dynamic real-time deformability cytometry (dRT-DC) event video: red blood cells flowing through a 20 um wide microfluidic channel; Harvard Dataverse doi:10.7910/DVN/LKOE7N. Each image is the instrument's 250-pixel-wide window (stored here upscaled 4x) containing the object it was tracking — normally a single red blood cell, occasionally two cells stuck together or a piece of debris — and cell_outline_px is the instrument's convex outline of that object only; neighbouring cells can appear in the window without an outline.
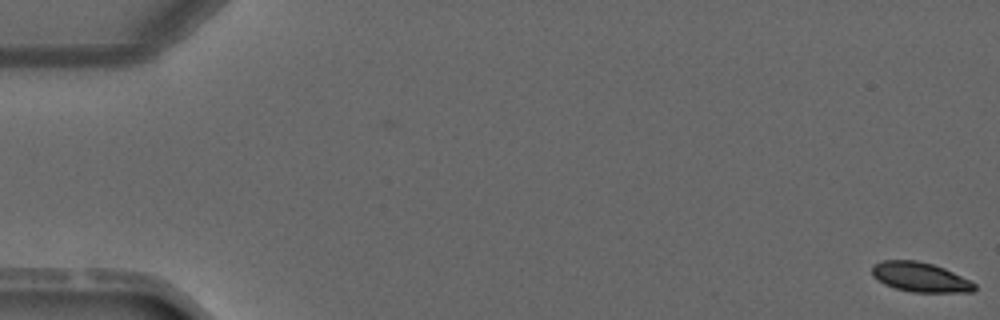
{"species": "common noctule bat (a hibernating species)", "species_latin": "Nyctalus noctula", "temperature_condition": "warm", "stored_images_in_passage": 6, "camera_frame_rate_fps": 3000, "um_per_image_px": 0.085, "animal": {"sex": "male", "forearm_length_mm": 52.5}, "frame": {"image": 1, "passage_image": 1, "time_ms": 0.0, "image_size_px": [1000, 320], "cell_outline_px": [[976, 288], [972, 292], [912, 292], [896, 288], [884, 284], [872, 276], [872, 268], [876, 264], [884, 260], [916, 260], [932, 264], [944, 268], [972, 280], [976, 284]], "centroid_in_image_um": [78.26, 23.56], "position_along_channel_um": 6.7, "area_um2": 17.69}}
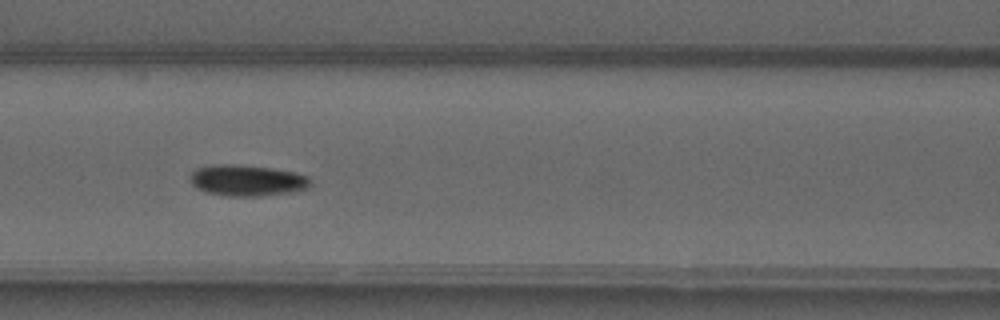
{"frame": {"image": 2, "passage_image": 6, "time_ms": 6.333, "image_size_px": [1000, 320], "cell_outline_px": [[312, 180], [308, 188], [292, 192], [260, 196], [228, 196], [204, 192], [196, 188], [188, 180], [192, 172], [200, 168], [216, 164], [232, 164], [272, 168], [296, 172], [308, 176]], "centroid_in_image_um": [21.01, 15.34], "position_along_channel_um": 145.6, "area_um2": 21.96}}